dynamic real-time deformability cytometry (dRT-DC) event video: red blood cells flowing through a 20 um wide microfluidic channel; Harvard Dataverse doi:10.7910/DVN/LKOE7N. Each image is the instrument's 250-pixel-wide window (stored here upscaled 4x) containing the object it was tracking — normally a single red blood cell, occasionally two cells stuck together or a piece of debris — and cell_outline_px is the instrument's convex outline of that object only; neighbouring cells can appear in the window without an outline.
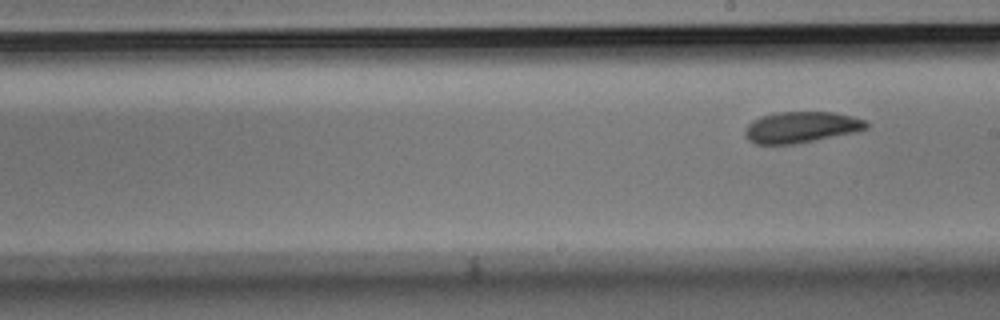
{"species": "Egyptian fruit bat (a non-hibernating species)", "species_latin": "Rousettus aegyptiacus", "temperature_condition": "room temperature", "stored_images_in_passage": 9, "segment_of_instrument_passage": [2, 2], "camera_frame_rate_fps": 3000, "um_per_image_px": 0.085, "animal": {"sex": "male"}, "frame": {"image": 1, "passage_image": 9, "time_ms": 2.667, "image_size_px": [1000, 320], "cell_outline_px": [[868, 128], [856, 132], [796, 144], [756, 144], [748, 140], [744, 132], [748, 124], [752, 120], [760, 116], [776, 112], [832, 112], [852, 116], [864, 120], [868, 124]], "centroid_in_image_um": [68.08, 10.81], "position_along_channel_um": 220.9, "area_um2": 22.08}}